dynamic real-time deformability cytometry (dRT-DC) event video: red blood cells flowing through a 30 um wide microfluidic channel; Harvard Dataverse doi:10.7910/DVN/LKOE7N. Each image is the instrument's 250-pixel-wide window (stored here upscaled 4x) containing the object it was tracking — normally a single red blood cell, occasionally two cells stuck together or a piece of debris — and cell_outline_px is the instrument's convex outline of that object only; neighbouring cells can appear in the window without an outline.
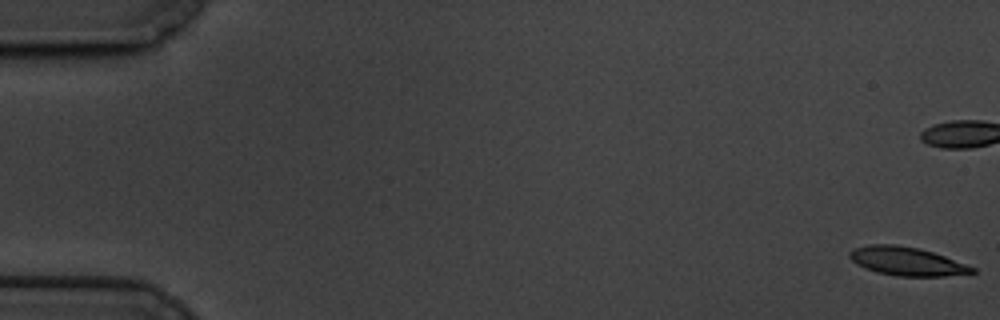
{"species": "common noctule bat (a hibernating species)", "species_latin": "Nyctalus noctula", "temperature_condition": "cold", "stored_images_in_passage": 61, "camera_frame_rate_fps": 3000, "um_per_image_px": 0.085, "animal": {"sex": "male", "body_mass_g": 19.5, "forearm_length_mm": 54.6}, "frame": {"image": 1, "passage_image": 1, "time_ms": 0.0, "image_size_px": [1000, 320], "cell_outline_px": [[976, 272], [944, 276], [896, 276], [876, 272], [864, 268], [856, 264], [848, 256], [848, 252], [852, 248], [868, 244], [896, 244], [920, 248], [944, 256], [976, 268]], "centroid_in_image_um": [77.01, 22.2], "position_along_channel_um": 8.0, "area_um2": 20.52}, "authors_computed_cell_mechanics": {"area_um2": 21.097, "velocity_mm_per_s": 3.3522, "shape_relaxation_time_tau1_ms": 4.3547, "shape_relaxation_time_tau2_ms": 4.1787, "deformation_change_tau1": 0.1517, "deformation_change_tau2": 0.1203}}